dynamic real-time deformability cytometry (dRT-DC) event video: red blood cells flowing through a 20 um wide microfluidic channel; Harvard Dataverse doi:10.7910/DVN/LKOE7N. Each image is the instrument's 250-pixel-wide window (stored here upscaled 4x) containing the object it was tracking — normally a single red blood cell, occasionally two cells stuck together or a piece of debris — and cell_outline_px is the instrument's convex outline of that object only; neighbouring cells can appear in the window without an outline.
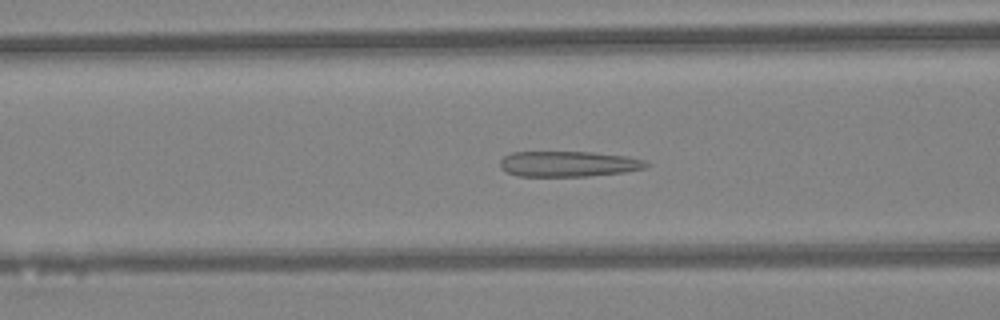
{"species": "Egyptian fruit bat (a non-hibernating species)", "species_latin": "Rousettus aegyptiacus", "temperature_condition": "warm", "stored_images_in_passage": 47, "camera_frame_rate_fps": 3000, "um_per_image_px": 0.085, "animal": {"sex": "female"}, "frame": {"image": 1, "passage_image": 18, "time_ms": 5.667, "image_size_px": [1000, 320], "cell_outline_px": [[652, 164], [644, 168], [624, 172], [588, 176], [520, 176], [508, 172], [500, 168], [500, 160], [504, 156], [512, 152], [592, 152], [628, 156], [644, 160]], "centroid_in_image_um": [48.34, 13.93], "position_along_channel_um": 118.3, "area_um2": 21.79}}
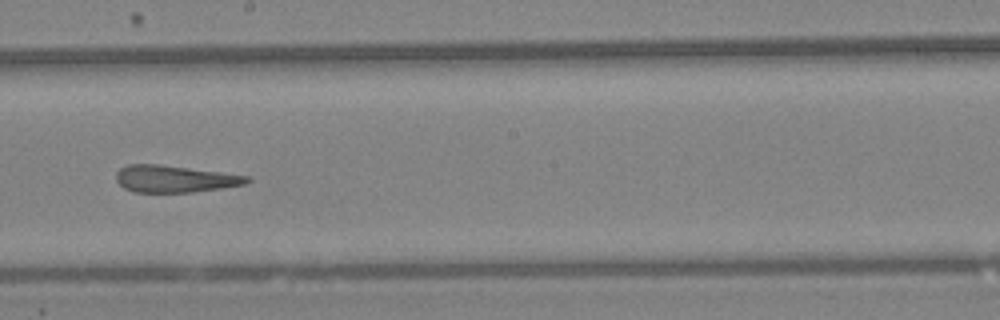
{"frame": {"image": 2, "passage_image": 26, "time_ms": 8.333, "image_size_px": [1000, 320], "cell_outline_px": [[252, 180], [244, 184], [220, 188], [192, 192], [132, 192], [124, 188], [116, 180], [116, 172], [120, 168], [128, 164], [160, 164], [252, 176]], "centroid_in_image_um": [14.84, 15.19], "position_along_channel_um": 233.4, "area_um2": 20.63}}
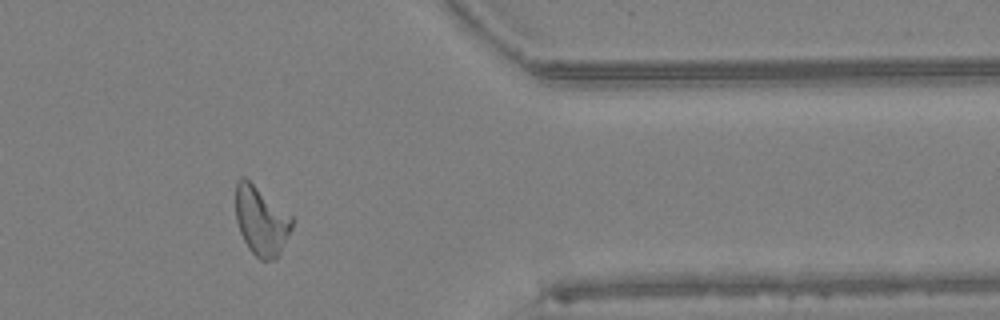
{"frame": {"image": 3, "passage_image": 38, "time_ms": 12.333, "image_size_px": [1000, 320], "cell_outline_px": [[292, 228], [276, 260], [260, 260], [248, 248], [240, 232], [236, 220], [236, 180], [240, 176], [244, 176], [292, 216]], "centroid_in_image_um": [22.18, 18.77], "position_along_channel_um": 389.2, "area_um2": 22.48}, "authors_computed_cell_mechanics": {"area_um2": 22.6576, "velocity_mm_per_s": 4.3297, "shape_relaxation_time_tau1_ms": null, "shape_relaxation_time_tau2_ms": 2.5436, "deformation_change_tau1": null, "deformation_change_tau2": 0.1272}}